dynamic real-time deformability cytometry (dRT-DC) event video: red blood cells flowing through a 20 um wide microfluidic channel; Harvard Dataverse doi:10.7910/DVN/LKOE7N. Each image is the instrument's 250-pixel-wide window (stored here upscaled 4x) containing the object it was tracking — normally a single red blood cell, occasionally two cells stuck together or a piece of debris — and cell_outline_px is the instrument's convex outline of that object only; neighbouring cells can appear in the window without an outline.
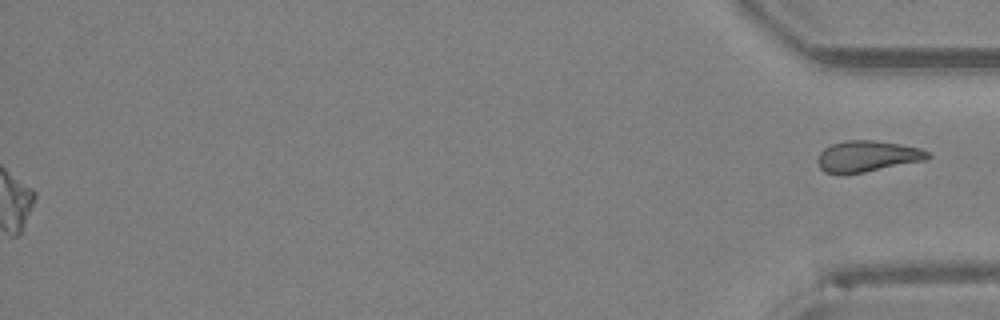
{"species": "Egyptian fruit bat (a non-hibernating species)", "species_latin": "Rousettus aegyptiacus", "temperature_condition": "room temperature", "stored_images_in_passage": 41, "segment_of_instrument_passage": [2, 2], "camera_frame_rate_fps": 3000, "um_per_image_px": 0.085, "animal": {"sex": "female"}, "frame": {"image": 1, "passage_image": 41, "time_ms": 13.333, "image_size_px": [1000, 320], "cell_outline_px": [[932, 156], [928, 160], [864, 172], [840, 176], [824, 172], [820, 168], [816, 160], [820, 152], [824, 148], [832, 144], [848, 140], [872, 140], [900, 144], [920, 148], [932, 152]], "centroid_in_image_um": [73.73, 13.3], "position_along_channel_um": 361.5, "area_um2": 20.46}}